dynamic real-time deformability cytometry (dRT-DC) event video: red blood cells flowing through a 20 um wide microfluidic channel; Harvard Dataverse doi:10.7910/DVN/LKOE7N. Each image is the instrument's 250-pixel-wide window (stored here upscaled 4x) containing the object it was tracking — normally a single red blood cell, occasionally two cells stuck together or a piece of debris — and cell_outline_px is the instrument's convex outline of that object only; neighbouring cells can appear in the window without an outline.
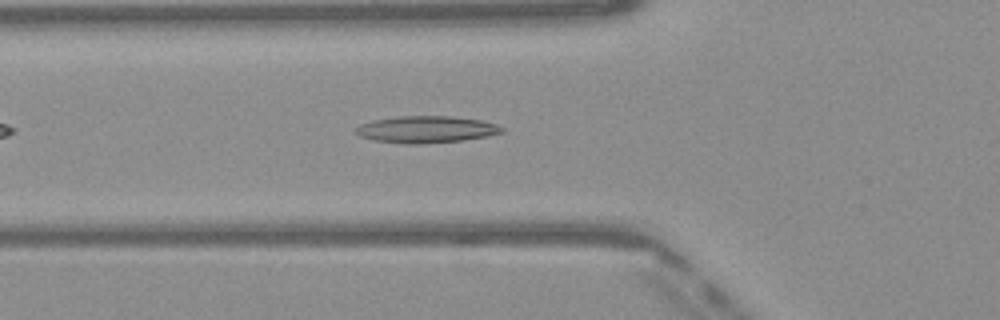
{"species": "Egyptian fruit bat (a non-hibernating species)", "species_latin": "Rousettus aegyptiacus", "temperature_condition": "warm", "stored_images_in_passage": 39, "camera_frame_rate_fps": 3000, "um_per_image_px": 0.085, "frame": {"image": 1, "passage_image": 7, "time_ms": 2.0, "image_size_px": [1000, 320], "cell_outline_px": [[504, 132], [488, 136], [460, 140], [420, 144], [404, 144], [372, 140], [360, 136], [356, 132], [356, 128], [360, 124], [372, 120], [400, 116], [452, 116], [480, 120], [496, 124], [504, 128]], "centroid_in_image_um": [36.22, 11.0], "position_along_channel_um": 89.6, "area_um2": 22.83}}
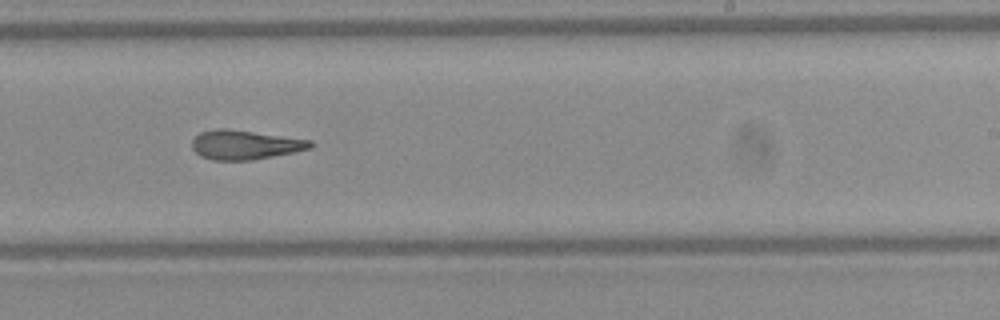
{"frame": {"image": 2, "passage_image": 20, "time_ms": 6.333, "image_size_px": [1000, 320], "cell_outline_px": [[316, 144], [312, 148], [296, 152], [252, 160], [212, 160], [200, 156], [192, 148], [192, 140], [200, 132], [220, 128], [228, 128], [312, 140]], "centroid_in_image_um": [20.86, 12.31], "position_along_channel_um": 268.1, "area_um2": 20.4}}
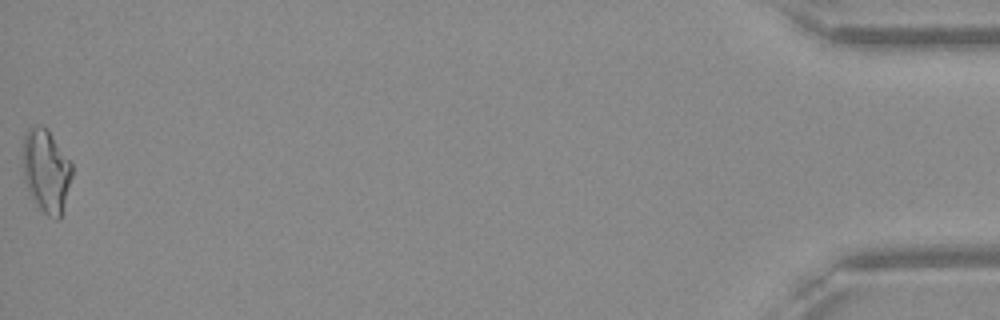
{"frame": {"image": 3, "passage_image": 39, "time_ms": 12.667, "image_size_px": [1000, 320], "cell_outline_px": [[72, 176], [60, 220], [56, 220], [48, 216], [40, 208], [28, 192], [24, 180], [24, 132], [28, 128], [48, 128], [72, 164]], "centroid_in_image_um": [3.94, 14.55], "position_along_channel_um": 431.3, "area_um2": 23.52}, "authors_computed_cell_mechanics": {"area_um2": 20.9814, "velocity_mm_per_s": 4.112, "shape_relaxation_time_tau1_ms": null, "shape_relaxation_time_tau2_ms": 4.3248, "deformation_change_tau1": null, "deformation_change_tau2": 0.1649}}